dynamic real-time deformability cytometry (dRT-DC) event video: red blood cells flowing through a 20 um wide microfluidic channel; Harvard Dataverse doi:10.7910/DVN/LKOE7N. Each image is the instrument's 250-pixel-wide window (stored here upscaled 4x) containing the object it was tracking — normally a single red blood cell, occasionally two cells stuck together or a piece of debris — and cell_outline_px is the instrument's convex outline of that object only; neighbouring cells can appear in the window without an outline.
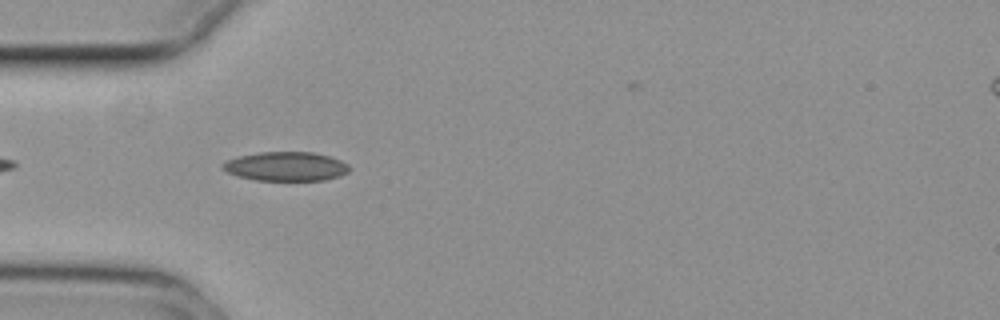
{"species": "common noctule bat (a hibernating species)", "species_latin": "Nyctalus noctula", "temperature_condition": "cold", "stored_images_in_passage": 37, "camera_frame_rate_fps": 3000, "um_per_image_px": 0.085, "animal": {"sex": "female", "body_mass_g": 29.2, "forearm_length_mm": 56.3}, "frame": {"image": 1, "passage_image": 3, "time_ms": 0.667, "image_size_px": [1000, 320], "cell_outline_px": [[352, 168], [348, 172], [340, 176], [324, 180], [256, 180], [240, 176], [228, 172], [220, 168], [220, 164], [228, 160], [240, 156], [260, 152], [312, 152], [328, 156], [340, 160], [348, 164]], "centroid_in_image_um": [24.33, 14.14], "position_along_channel_um": 60.7, "area_um2": 21.39}}
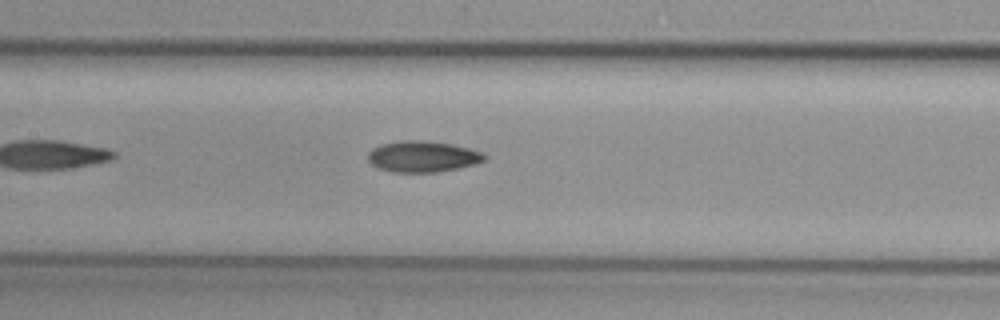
{"frame": {"image": 2, "passage_image": 12, "time_ms": 3.667, "image_size_px": [1000, 320], "cell_outline_px": [[484, 160], [476, 164], [436, 172], [392, 172], [380, 168], [372, 164], [368, 160], [368, 152], [372, 148], [380, 144], [400, 140], [424, 140], [452, 144], [468, 148], [480, 152], [484, 156]], "centroid_in_image_um": [35.87, 13.29], "position_along_channel_um": 171.5, "area_um2": 20.98}}
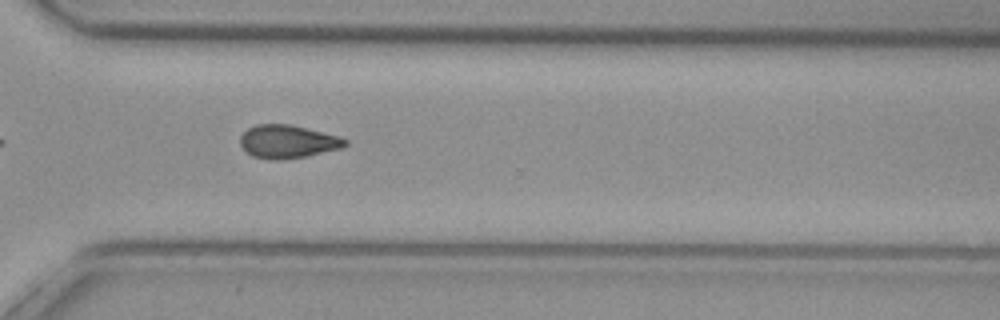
{"frame": {"image": 3, "passage_image": 26, "time_ms": 8.333, "image_size_px": [1000, 320], "cell_outline_px": [[348, 144], [340, 148], [304, 156], [276, 160], [252, 156], [240, 144], [240, 136], [248, 128], [256, 124], [288, 124], [340, 136], [348, 140]], "centroid_in_image_um": [24.45, 12.02], "position_along_channel_um": 346.2, "area_um2": 19.94}}